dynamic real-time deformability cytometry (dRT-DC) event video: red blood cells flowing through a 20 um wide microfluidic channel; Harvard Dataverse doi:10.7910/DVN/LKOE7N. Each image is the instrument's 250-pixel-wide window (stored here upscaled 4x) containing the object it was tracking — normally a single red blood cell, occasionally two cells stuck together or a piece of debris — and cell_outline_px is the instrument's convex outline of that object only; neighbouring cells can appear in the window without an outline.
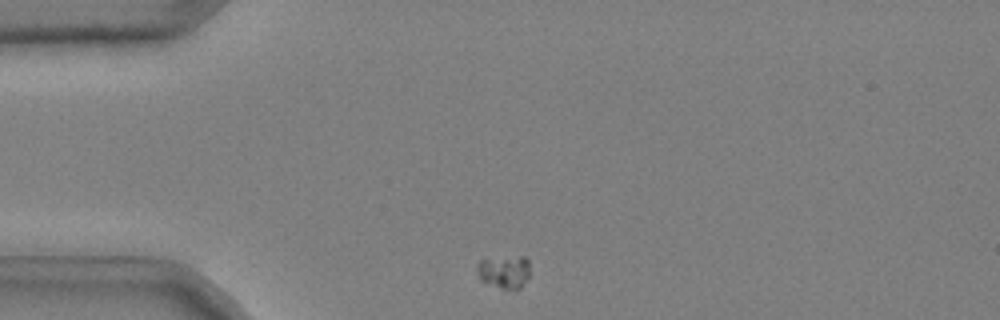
{"species": "common noctule bat (a hibernating species)", "species_latin": "Nyctalus noctula", "temperature_condition": "cold", "stored_images_in_passage": 42, "camera_frame_rate_fps": 3000, "um_per_image_px": 0.085, "animal": {"sex": "male", "body_mass_g": 20.4}, "frame": {"image": 1, "passage_image": 1, "time_ms": 0.0, "image_size_px": [1000, 320], "cell_outline_px": [[528, 276], [520, 288], [516, 292], [500, 288], [480, 280], [476, 272], [476, 264], [480, 260], [520, 256], [524, 256], [528, 260]], "centroid_in_image_um": [42.83, 23.13], "position_along_channel_um": 42.2, "area_um2": 10.23}}
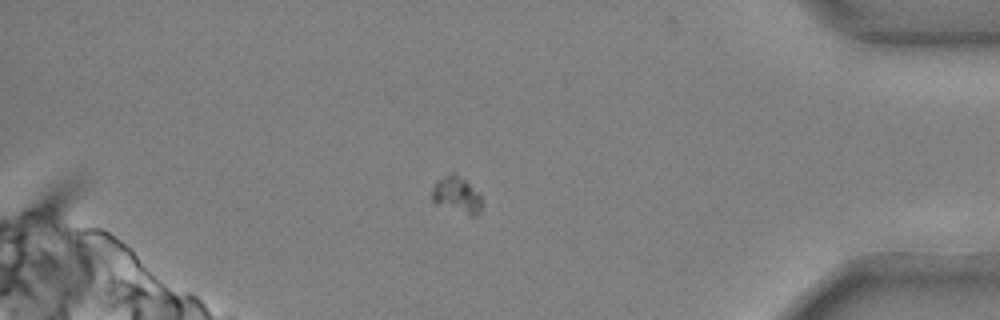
{"frame": {"image": 2, "passage_image": 36, "time_ms": 11.667, "image_size_px": [1000, 320], "cell_outline_px": [[484, 204], [480, 212], [476, 216], [468, 216], [436, 204], [432, 200], [432, 188], [436, 180], [452, 172], [464, 180], [480, 196]], "centroid_in_image_um": [38.82, 16.62], "position_along_channel_um": 396.4, "area_um2": 10.64}}
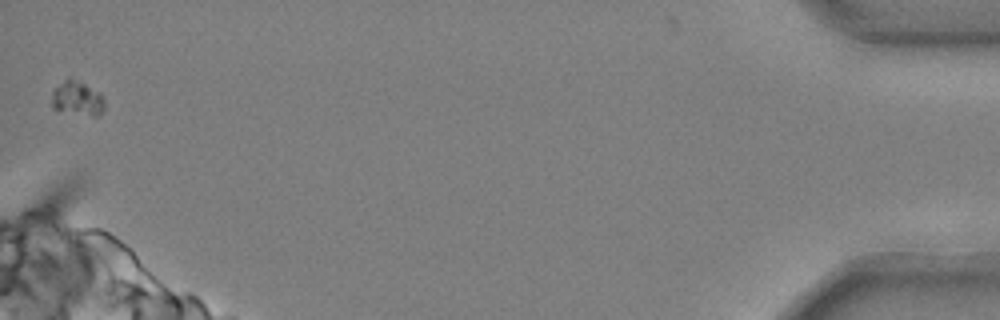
{"frame": {"image": 3, "passage_image": 42, "time_ms": 13.667, "image_size_px": [1000, 320], "cell_outline_px": [[104, 108], [96, 116], [92, 116], [52, 108], [52, 92], [68, 76], [100, 92], [104, 100]], "centroid_in_image_um": [6.58, 8.34], "position_along_channel_um": 428.6, "area_um2": 10.29}}